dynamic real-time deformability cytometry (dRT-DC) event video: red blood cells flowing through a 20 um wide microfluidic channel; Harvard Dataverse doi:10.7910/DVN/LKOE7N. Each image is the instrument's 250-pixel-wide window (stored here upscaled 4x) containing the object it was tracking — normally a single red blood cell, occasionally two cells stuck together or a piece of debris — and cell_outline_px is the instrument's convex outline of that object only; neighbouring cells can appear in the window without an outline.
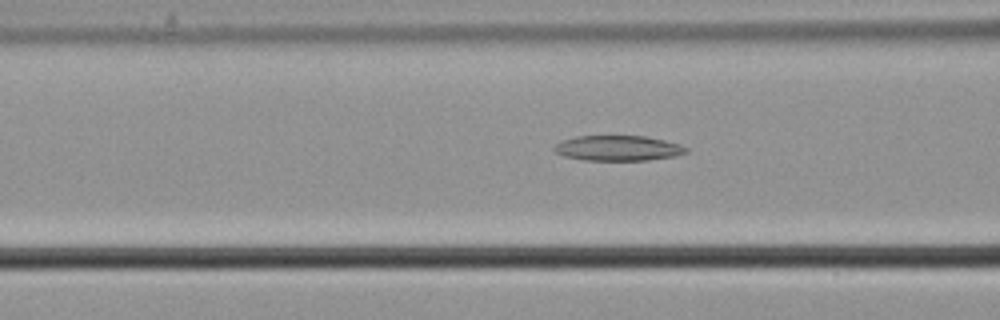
{"species": "common noctule bat (a hibernating species)", "species_latin": "Nyctalus noctula", "temperature_condition": "cold", "stored_images_in_passage": 48, "camera_frame_rate_fps": 3000, "um_per_image_px": 0.085, "animal": {"sex": "male", "body_mass_g": 21.5, "forearm_length_mm": 52.0}, "frame": {"image": 1, "passage_image": 14, "time_ms": 4.333, "image_size_px": [1000, 320], "cell_outline_px": [[688, 152], [676, 156], [648, 160], [584, 160], [564, 156], [556, 152], [552, 148], [560, 140], [576, 136], [644, 136], [664, 140], [680, 144], [688, 148]], "centroid_in_image_um": [52.53, 12.59], "position_along_channel_um": 114.1, "area_um2": 19.48}}
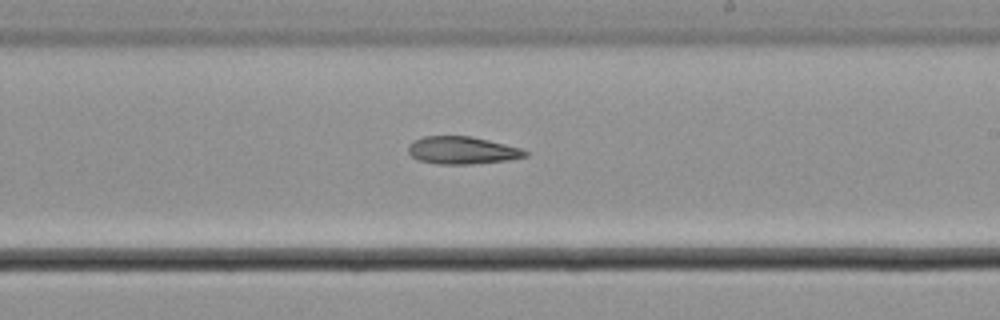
{"frame": {"image": 2, "passage_image": 25, "time_ms": 8.0, "image_size_px": [1000, 320], "cell_outline_px": [[528, 156], [508, 160], [472, 164], [440, 164], [416, 160], [408, 152], [408, 144], [412, 140], [424, 136], [472, 136], [520, 148], [528, 152]], "centroid_in_image_um": [39.24, 12.78], "position_along_channel_um": 249.8, "area_um2": 18.84}}
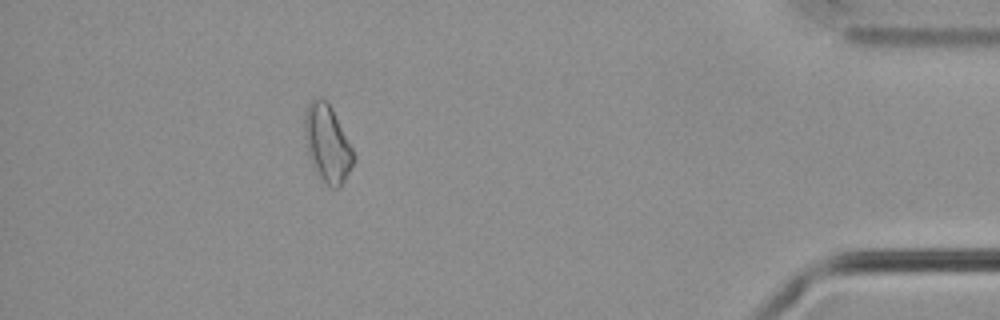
{"frame": {"image": 3, "passage_image": 42, "time_ms": 13.667, "image_size_px": [1000, 320], "cell_outline_px": [[356, 160], [340, 188], [332, 188], [320, 180], [308, 156], [304, 136], [304, 112], [308, 104], [312, 100], [320, 96], [332, 108], [356, 156]], "centroid_in_image_um": [27.81, 12.23], "position_along_channel_um": 407.4, "area_um2": 22.25}}